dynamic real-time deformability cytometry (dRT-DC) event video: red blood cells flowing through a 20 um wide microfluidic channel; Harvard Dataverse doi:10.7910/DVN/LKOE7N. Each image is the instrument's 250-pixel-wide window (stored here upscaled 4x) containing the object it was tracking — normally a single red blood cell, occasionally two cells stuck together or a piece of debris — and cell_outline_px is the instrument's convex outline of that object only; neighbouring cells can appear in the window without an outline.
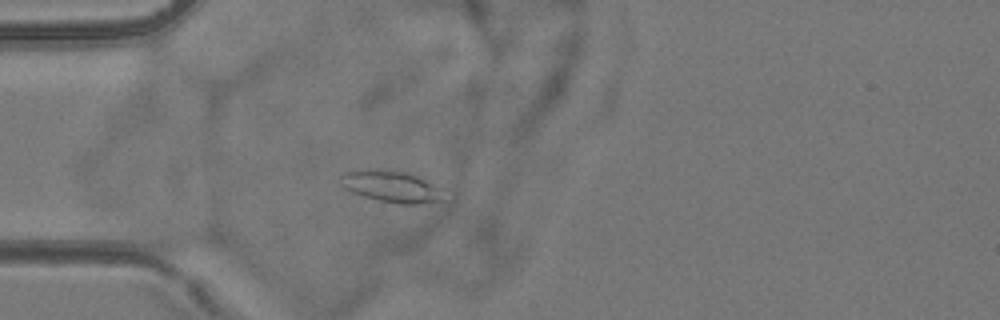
{"species": "common noctule bat (a hibernating species)", "species_latin": "Nyctalus noctula", "temperature_condition": "room temperature", "stored_images_in_passage": 4, "camera_frame_rate_fps": 3000, "um_per_image_px": 0.085, "animal": {"sex": "female", "body_mass_g": 24.6, "forearm_length_mm": 56.2}, "frame": {"image": 1, "passage_image": 4, "time_ms": 3.667, "image_size_px": [1000, 320], "cell_outline_px": [[440, 200], [416, 204], [400, 204], [380, 200], [364, 196], [352, 192], [344, 188], [340, 184], [340, 176], [344, 172], [356, 168], [384, 168], [404, 172], [416, 176], [432, 184], [436, 188]], "centroid_in_image_um": [33.07, 15.8], "position_along_channel_um": 51.9, "area_um2": 18.67}}